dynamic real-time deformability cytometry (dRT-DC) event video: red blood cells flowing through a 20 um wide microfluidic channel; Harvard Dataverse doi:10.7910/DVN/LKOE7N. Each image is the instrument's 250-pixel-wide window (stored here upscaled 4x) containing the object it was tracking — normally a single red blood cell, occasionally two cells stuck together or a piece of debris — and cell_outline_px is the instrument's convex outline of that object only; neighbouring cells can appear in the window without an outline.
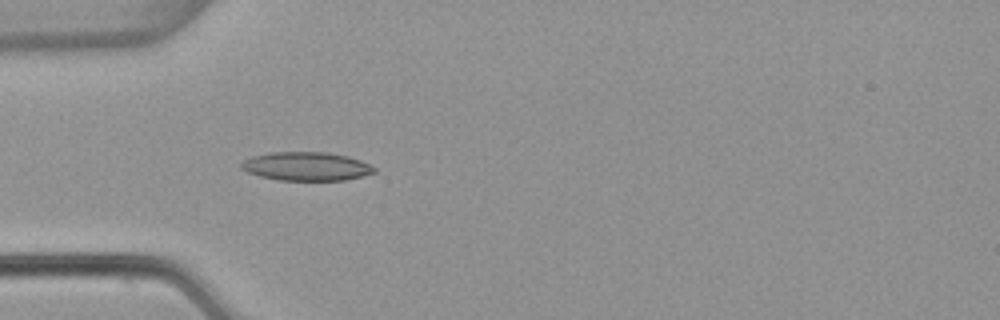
{"species": "common noctule bat (a hibernating species)", "species_latin": "Nyctalus noctula", "temperature_condition": "warm", "stored_images_in_passage": 5, "camera_frame_rate_fps": 3000, "um_per_image_px": 0.085, "animal": {"sex": "female", "body_mass_g": 22.7, "forearm_length_mm": 54.2}, "frame": {"image": 1, "passage_image": 5, "time_ms": 1.333, "image_size_px": [1000, 320], "cell_outline_px": [[376, 172], [344, 180], [276, 180], [260, 176], [248, 172], [240, 168], [240, 164], [244, 160], [252, 156], [272, 152], [324, 152], [348, 156], [360, 160], [376, 168]], "centroid_in_image_um": [26.01, 14.14], "position_along_channel_um": 59.0, "area_um2": 22.08}}